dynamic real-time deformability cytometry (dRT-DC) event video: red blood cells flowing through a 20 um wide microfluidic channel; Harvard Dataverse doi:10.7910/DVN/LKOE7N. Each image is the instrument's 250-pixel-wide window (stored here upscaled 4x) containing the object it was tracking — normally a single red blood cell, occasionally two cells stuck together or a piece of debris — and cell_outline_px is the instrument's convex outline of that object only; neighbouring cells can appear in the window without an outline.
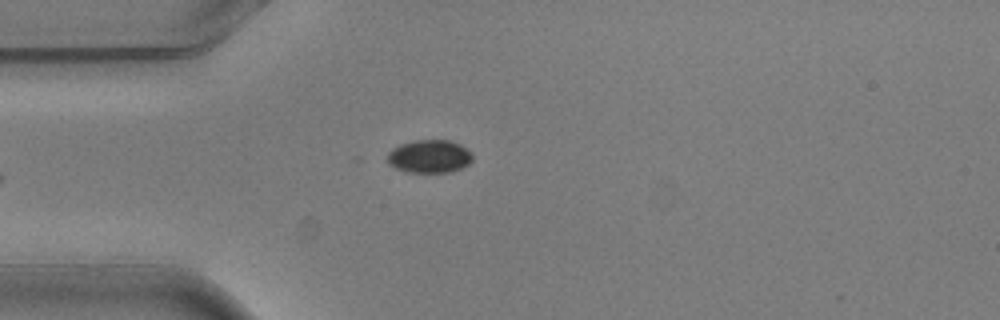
{"species": "common noctule bat (a hibernating species)", "species_latin": "Nyctalus noctula", "temperature_condition": "warm", "stored_images_in_passage": 4, "camera_frame_rate_fps": 3000, "um_per_image_px": 0.085, "animal": {"sex": "male", "body_mass_g": 20.5, "forearm_length_mm": 52.5}, "frame": {"image": 1, "passage_image": 4, "time_ms": 1.0, "image_size_px": [1000, 320], "cell_outline_px": [[472, 160], [468, 164], [452, 172], [408, 172], [396, 168], [388, 164], [388, 152], [392, 148], [400, 144], [412, 140], [448, 140], [460, 144], [472, 152]], "centroid_in_image_um": [36.5, 13.28], "position_along_channel_um": 48.5, "area_um2": 16.47}}